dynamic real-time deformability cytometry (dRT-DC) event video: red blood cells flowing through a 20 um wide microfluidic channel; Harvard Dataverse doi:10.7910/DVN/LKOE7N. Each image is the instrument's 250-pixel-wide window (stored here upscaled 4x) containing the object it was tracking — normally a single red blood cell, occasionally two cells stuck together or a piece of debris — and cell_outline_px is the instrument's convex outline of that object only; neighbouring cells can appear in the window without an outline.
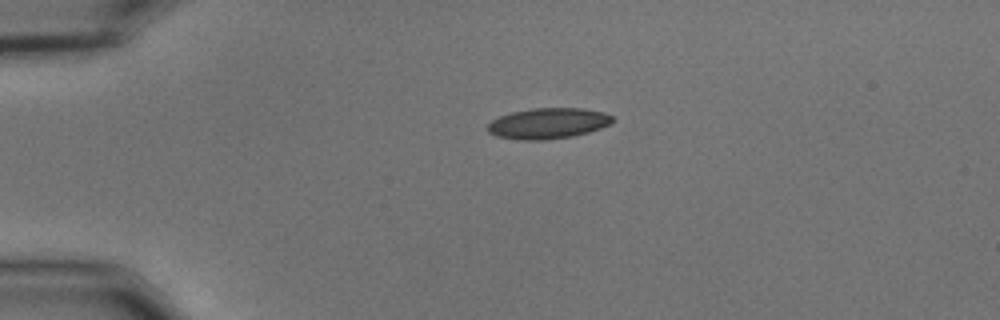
{"species": "common noctule bat (a hibernating species)", "species_latin": "Nyctalus noctula", "temperature_condition": "cold", "stored_images_in_passage": 44, "camera_frame_rate_fps": 3000, "um_per_image_px": 0.085, "animal": {"sex": "male", "body_mass_g": 15.6}, "frame": {"image": 1, "passage_image": 1, "time_ms": 0.0, "image_size_px": [1000, 320], "cell_outline_px": [[616, 120], [600, 128], [588, 132], [572, 136], [544, 140], [520, 140], [496, 136], [488, 132], [488, 124], [492, 120], [500, 116], [512, 112], [532, 108], [580, 108], [604, 112], [612, 116]], "centroid_in_image_um": [46.58, 10.48], "position_along_channel_um": 38.4, "area_um2": 22.31}}
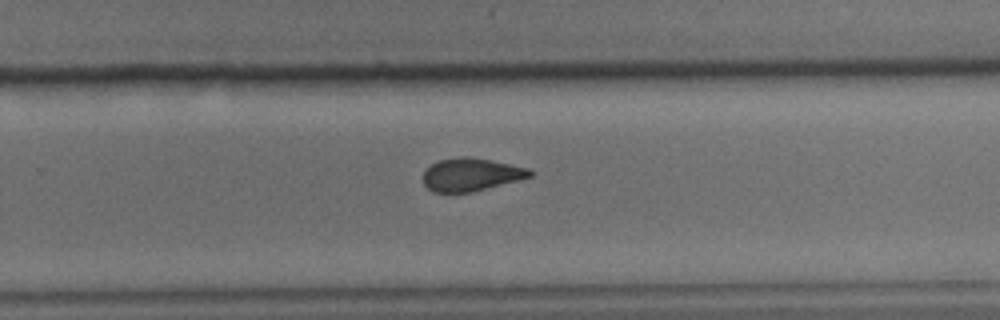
{"frame": {"image": 2, "passage_image": 25, "time_ms": 8.0, "image_size_px": [1000, 320], "cell_outline_px": [[532, 176], [472, 192], [432, 192], [424, 184], [424, 172], [432, 164], [440, 160], [464, 156], [468, 156], [492, 160], [532, 168]], "centroid_in_image_um": [40.07, 14.83], "position_along_channel_um": 289.7, "area_um2": 20.35}}
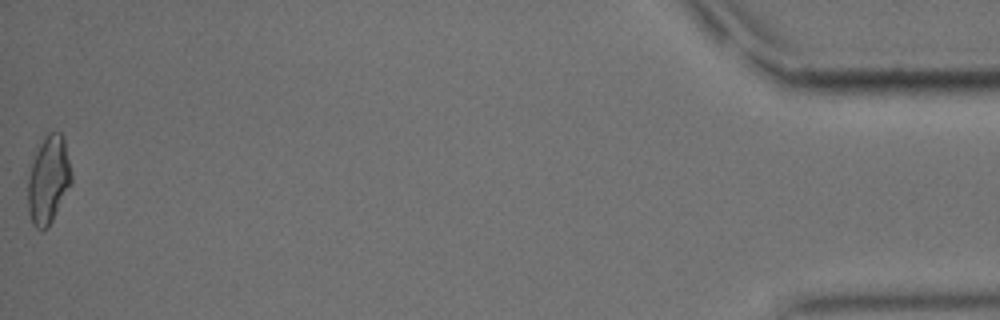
{"frame": {"image": 3, "passage_image": 44, "time_ms": 14.333, "image_size_px": [1000, 320], "cell_outline_px": [[72, 184], [48, 228], [36, 228], [32, 224], [28, 212], [28, 176], [32, 152], [44, 136], [48, 132], [60, 132], [64, 136], [72, 172]], "centroid_in_image_um": [4.11, 15.22], "position_along_channel_um": 431.1, "area_um2": 23.0}, "authors_computed_cell_mechanics": {"area_um2": 21.5305, "velocity_mm_per_s": 3.6232, "shape_relaxation_time_tau1_ms": 8.3083, "shape_relaxation_time_tau2_ms": 2.2024, "deformation_change_tau1": 0.1791, "deformation_change_tau2": 0.0791}}